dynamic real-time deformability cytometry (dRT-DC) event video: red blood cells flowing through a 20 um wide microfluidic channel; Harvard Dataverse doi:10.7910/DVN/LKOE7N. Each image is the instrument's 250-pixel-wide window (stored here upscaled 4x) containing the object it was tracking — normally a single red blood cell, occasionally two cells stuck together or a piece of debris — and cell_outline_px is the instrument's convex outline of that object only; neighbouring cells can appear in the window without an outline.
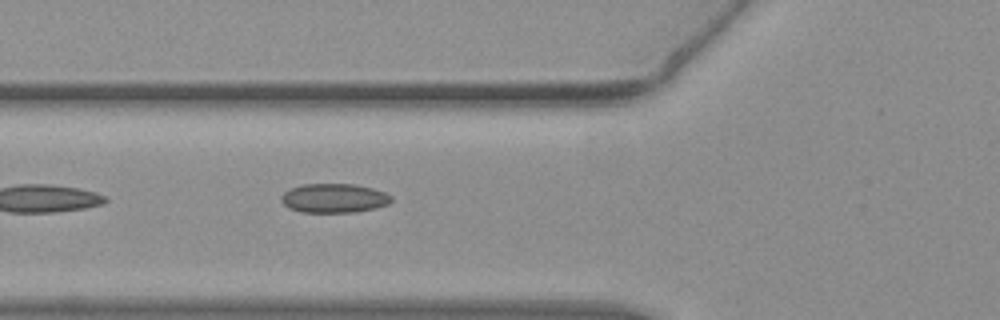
{"species": "common noctule bat (a hibernating species)", "species_latin": "Nyctalus noctula", "temperature_condition": "warm", "stored_images_in_passage": 15, "camera_frame_rate_fps": 3000, "um_per_image_px": 0.085, "animal": {"sex": "female", "body_mass_g": 19.3, "forearm_length_mm": 54.1}, "frame": {"image": 1, "passage_image": 3, "time_ms": 0.667, "image_size_px": [1000, 320], "cell_outline_px": [[392, 200], [388, 204], [356, 212], [300, 212], [288, 208], [280, 200], [280, 196], [284, 192], [300, 184], [352, 184], [372, 188], [384, 192], [392, 196]], "centroid_in_image_um": [28.35, 16.84], "position_along_channel_um": 97.4, "area_um2": 18.67}}
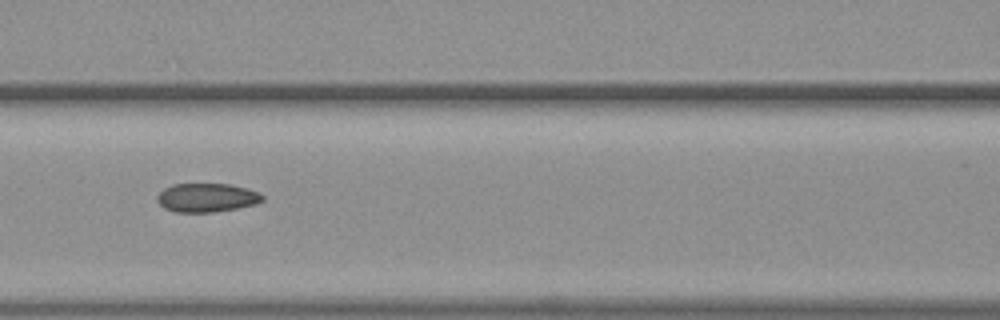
{"frame": {"image": 2, "passage_image": 7, "time_ms": 2.0, "image_size_px": [1000, 320], "cell_outline_px": [[264, 200], [256, 204], [236, 208], [212, 212], [176, 212], [164, 208], [160, 204], [160, 192], [164, 188], [172, 184], [232, 184], [260, 192], [264, 196]], "centroid_in_image_um": [17.63, 16.79], "position_along_channel_um": 149.0, "area_um2": 17.51}}